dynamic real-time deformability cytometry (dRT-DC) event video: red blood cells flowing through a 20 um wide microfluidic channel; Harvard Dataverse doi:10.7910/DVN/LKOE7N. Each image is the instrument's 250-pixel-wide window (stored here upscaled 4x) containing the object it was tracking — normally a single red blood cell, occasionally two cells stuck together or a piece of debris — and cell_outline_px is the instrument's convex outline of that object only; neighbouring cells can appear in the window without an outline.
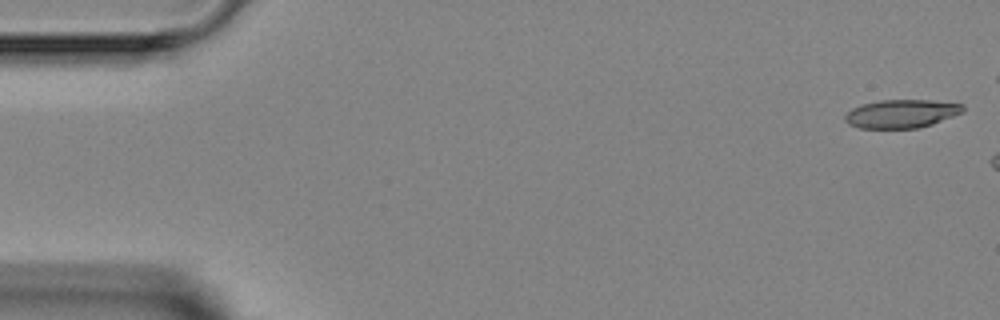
{"species": "Egyptian fruit bat (a non-hibernating species)", "species_latin": "Rousettus aegyptiacus", "temperature_condition": "room temperature", "stored_images_in_passage": 3, "camera_frame_rate_fps": 3000, "um_per_image_px": 0.085, "animal": {"sex": "female"}, "frame": {"image": 1, "passage_image": 1, "time_ms": 0.0, "image_size_px": [1000, 320], "cell_outline_px": [[964, 112], [932, 124], [916, 128], [860, 128], [848, 124], [844, 120], [844, 116], [852, 108], [860, 104], [880, 100], [932, 100], [964, 104]], "centroid_in_image_um": [76.62, 9.66], "position_along_channel_um": 8.4, "area_um2": 19.59}}